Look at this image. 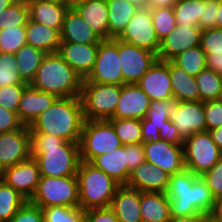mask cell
Listing matches in <instances>:
<instances>
[{"mask_svg": "<svg viewBox=\"0 0 222 222\" xmlns=\"http://www.w3.org/2000/svg\"><path fill=\"white\" fill-rule=\"evenodd\" d=\"M16 0H0V14Z\"/></svg>", "mask_w": 222, "mask_h": 222, "instance_id": "be15d7a7", "label": "cell"}, {"mask_svg": "<svg viewBox=\"0 0 222 222\" xmlns=\"http://www.w3.org/2000/svg\"><path fill=\"white\" fill-rule=\"evenodd\" d=\"M217 28L222 29V0H219V8L217 9Z\"/></svg>", "mask_w": 222, "mask_h": 222, "instance_id": "94428289", "label": "cell"}, {"mask_svg": "<svg viewBox=\"0 0 222 222\" xmlns=\"http://www.w3.org/2000/svg\"><path fill=\"white\" fill-rule=\"evenodd\" d=\"M173 9L178 26H198L202 15V1L177 0Z\"/></svg>", "mask_w": 222, "mask_h": 222, "instance_id": "74e56055", "label": "cell"}, {"mask_svg": "<svg viewBox=\"0 0 222 222\" xmlns=\"http://www.w3.org/2000/svg\"><path fill=\"white\" fill-rule=\"evenodd\" d=\"M202 30L198 26H176L160 41L157 59L170 61L178 54L200 45Z\"/></svg>", "mask_w": 222, "mask_h": 222, "instance_id": "e0dca14e", "label": "cell"}, {"mask_svg": "<svg viewBox=\"0 0 222 222\" xmlns=\"http://www.w3.org/2000/svg\"><path fill=\"white\" fill-rule=\"evenodd\" d=\"M60 39L61 42L80 44H99L102 41L73 7L65 14Z\"/></svg>", "mask_w": 222, "mask_h": 222, "instance_id": "d4e9b609", "label": "cell"}, {"mask_svg": "<svg viewBox=\"0 0 222 222\" xmlns=\"http://www.w3.org/2000/svg\"><path fill=\"white\" fill-rule=\"evenodd\" d=\"M57 98L55 94L39 91L28 85L22 93L17 110L19 120L24 125L30 126Z\"/></svg>", "mask_w": 222, "mask_h": 222, "instance_id": "7402d4cb", "label": "cell"}, {"mask_svg": "<svg viewBox=\"0 0 222 222\" xmlns=\"http://www.w3.org/2000/svg\"><path fill=\"white\" fill-rule=\"evenodd\" d=\"M108 121L113 125L116 135L123 145L140 144L147 138L141 119L110 118Z\"/></svg>", "mask_w": 222, "mask_h": 222, "instance_id": "836d02e7", "label": "cell"}, {"mask_svg": "<svg viewBox=\"0 0 222 222\" xmlns=\"http://www.w3.org/2000/svg\"><path fill=\"white\" fill-rule=\"evenodd\" d=\"M170 175L161 168L144 161L133 171L127 182V186L141 192H163L166 193L169 185Z\"/></svg>", "mask_w": 222, "mask_h": 222, "instance_id": "ffe728a7", "label": "cell"}, {"mask_svg": "<svg viewBox=\"0 0 222 222\" xmlns=\"http://www.w3.org/2000/svg\"><path fill=\"white\" fill-rule=\"evenodd\" d=\"M29 201L40 207L79 206L77 175L66 177L41 176L38 187Z\"/></svg>", "mask_w": 222, "mask_h": 222, "instance_id": "8992f818", "label": "cell"}, {"mask_svg": "<svg viewBox=\"0 0 222 222\" xmlns=\"http://www.w3.org/2000/svg\"><path fill=\"white\" fill-rule=\"evenodd\" d=\"M41 209L44 222H84L85 219V211L79 206H49Z\"/></svg>", "mask_w": 222, "mask_h": 222, "instance_id": "ab89813d", "label": "cell"}, {"mask_svg": "<svg viewBox=\"0 0 222 222\" xmlns=\"http://www.w3.org/2000/svg\"><path fill=\"white\" fill-rule=\"evenodd\" d=\"M207 131L211 139L215 142L217 147L222 151V126Z\"/></svg>", "mask_w": 222, "mask_h": 222, "instance_id": "680465c9", "label": "cell"}, {"mask_svg": "<svg viewBox=\"0 0 222 222\" xmlns=\"http://www.w3.org/2000/svg\"><path fill=\"white\" fill-rule=\"evenodd\" d=\"M76 175L79 184V207L84 211L110 207L120 186L118 182L90 162L81 161Z\"/></svg>", "mask_w": 222, "mask_h": 222, "instance_id": "5b68a950", "label": "cell"}, {"mask_svg": "<svg viewBox=\"0 0 222 222\" xmlns=\"http://www.w3.org/2000/svg\"><path fill=\"white\" fill-rule=\"evenodd\" d=\"M18 72L24 82L30 84L42 64L46 53L29 44L23 45L15 54Z\"/></svg>", "mask_w": 222, "mask_h": 222, "instance_id": "1f68e13d", "label": "cell"}, {"mask_svg": "<svg viewBox=\"0 0 222 222\" xmlns=\"http://www.w3.org/2000/svg\"><path fill=\"white\" fill-rule=\"evenodd\" d=\"M128 2L134 4L138 8H145L147 7V0H127Z\"/></svg>", "mask_w": 222, "mask_h": 222, "instance_id": "6125c7cd", "label": "cell"}, {"mask_svg": "<svg viewBox=\"0 0 222 222\" xmlns=\"http://www.w3.org/2000/svg\"><path fill=\"white\" fill-rule=\"evenodd\" d=\"M169 77L171 80L173 99L180 101H200L196 78L178 67L172 60L169 61Z\"/></svg>", "mask_w": 222, "mask_h": 222, "instance_id": "f1b7e54d", "label": "cell"}, {"mask_svg": "<svg viewBox=\"0 0 222 222\" xmlns=\"http://www.w3.org/2000/svg\"><path fill=\"white\" fill-rule=\"evenodd\" d=\"M170 222H208L206 214H195L192 216L172 217Z\"/></svg>", "mask_w": 222, "mask_h": 222, "instance_id": "6f0895ef", "label": "cell"}, {"mask_svg": "<svg viewBox=\"0 0 222 222\" xmlns=\"http://www.w3.org/2000/svg\"><path fill=\"white\" fill-rule=\"evenodd\" d=\"M170 121L185 140L193 134L206 131L204 102L180 101L171 107Z\"/></svg>", "mask_w": 222, "mask_h": 222, "instance_id": "5bb4252c", "label": "cell"}, {"mask_svg": "<svg viewBox=\"0 0 222 222\" xmlns=\"http://www.w3.org/2000/svg\"><path fill=\"white\" fill-rule=\"evenodd\" d=\"M206 131L222 126V98L204 102Z\"/></svg>", "mask_w": 222, "mask_h": 222, "instance_id": "c3c4849f", "label": "cell"}, {"mask_svg": "<svg viewBox=\"0 0 222 222\" xmlns=\"http://www.w3.org/2000/svg\"><path fill=\"white\" fill-rule=\"evenodd\" d=\"M85 122L79 97H58L29 126L30 132L52 134L68 142L80 143Z\"/></svg>", "mask_w": 222, "mask_h": 222, "instance_id": "3957f363", "label": "cell"}, {"mask_svg": "<svg viewBox=\"0 0 222 222\" xmlns=\"http://www.w3.org/2000/svg\"><path fill=\"white\" fill-rule=\"evenodd\" d=\"M29 19L26 0H16L0 14V30L13 26H26Z\"/></svg>", "mask_w": 222, "mask_h": 222, "instance_id": "f35d334b", "label": "cell"}, {"mask_svg": "<svg viewBox=\"0 0 222 222\" xmlns=\"http://www.w3.org/2000/svg\"><path fill=\"white\" fill-rule=\"evenodd\" d=\"M174 99L150 101V106L142 124L147 136H155L164 126V122L170 118L171 107L174 105Z\"/></svg>", "mask_w": 222, "mask_h": 222, "instance_id": "d6a6232c", "label": "cell"}, {"mask_svg": "<svg viewBox=\"0 0 222 222\" xmlns=\"http://www.w3.org/2000/svg\"><path fill=\"white\" fill-rule=\"evenodd\" d=\"M172 61L189 75L196 77L202 70L206 69V53L200 45L188 49L172 59Z\"/></svg>", "mask_w": 222, "mask_h": 222, "instance_id": "8d00e7d4", "label": "cell"}, {"mask_svg": "<svg viewBox=\"0 0 222 222\" xmlns=\"http://www.w3.org/2000/svg\"><path fill=\"white\" fill-rule=\"evenodd\" d=\"M125 146L127 147L128 170L131 172L145 161V149L143 143Z\"/></svg>", "mask_w": 222, "mask_h": 222, "instance_id": "db71d44e", "label": "cell"}, {"mask_svg": "<svg viewBox=\"0 0 222 222\" xmlns=\"http://www.w3.org/2000/svg\"><path fill=\"white\" fill-rule=\"evenodd\" d=\"M9 222H44L42 209L27 200Z\"/></svg>", "mask_w": 222, "mask_h": 222, "instance_id": "7dc6e473", "label": "cell"}, {"mask_svg": "<svg viewBox=\"0 0 222 222\" xmlns=\"http://www.w3.org/2000/svg\"><path fill=\"white\" fill-rule=\"evenodd\" d=\"M206 66L222 77V55H206Z\"/></svg>", "mask_w": 222, "mask_h": 222, "instance_id": "11a10c76", "label": "cell"}, {"mask_svg": "<svg viewBox=\"0 0 222 222\" xmlns=\"http://www.w3.org/2000/svg\"><path fill=\"white\" fill-rule=\"evenodd\" d=\"M141 217L143 222H170V199L163 192H141Z\"/></svg>", "mask_w": 222, "mask_h": 222, "instance_id": "83f0119b", "label": "cell"}, {"mask_svg": "<svg viewBox=\"0 0 222 222\" xmlns=\"http://www.w3.org/2000/svg\"><path fill=\"white\" fill-rule=\"evenodd\" d=\"M219 8V0L202 1V15L198 23V27L203 31L207 29L217 28V9Z\"/></svg>", "mask_w": 222, "mask_h": 222, "instance_id": "681fc988", "label": "cell"}, {"mask_svg": "<svg viewBox=\"0 0 222 222\" xmlns=\"http://www.w3.org/2000/svg\"><path fill=\"white\" fill-rule=\"evenodd\" d=\"M79 145L80 160L91 162L123 144L108 120H85Z\"/></svg>", "mask_w": 222, "mask_h": 222, "instance_id": "ba28073f", "label": "cell"}, {"mask_svg": "<svg viewBox=\"0 0 222 222\" xmlns=\"http://www.w3.org/2000/svg\"><path fill=\"white\" fill-rule=\"evenodd\" d=\"M155 137L174 145H183L184 143V139L180 136L178 129L173 125L170 119L164 122V126L158 131Z\"/></svg>", "mask_w": 222, "mask_h": 222, "instance_id": "f5cc1de1", "label": "cell"}, {"mask_svg": "<svg viewBox=\"0 0 222 222\" xmlns=\"http://www.w3.org/2000/svg\"><path fill=\"white\" fill-rule=\"evenodd\" d=\"M150 9L156 36L161 41L177 26L174 9L165 6Z\"/></svg>", "mask_w": 222, "mask_h": 222, "instance_id": "60d3db41", "label": "cell"}, {"mask_svg": "<svg viewBox=\"0 0 222 222\" xmlns=\"http://www.w3.org/2000/svg\"><path fill=\"white\" fill-rule=\"evenodd\" d=\"M141 191L120 185L111 201L110 208L119 222H143L141 217Z\"/></svg>", "mask_w": 222, "mask_h": 222, "instance_id": "603a6c76", "label": "cell"}, {"mask_svg": "<svg viewBox=\"0 0 222 222\" xmlns=\"http://www.w3.org/2000/svg\"><path fill=\"white\" fill-rule=\"evenodd\" d=\"M118 39L158 55L160 41L153 26L151 9L148 7L138 8Z\"/></svg>", "mask_w": 222, "mask_h": 222, "instance_id": "7c38bea8", "label": "cell"}, {"mask_svg": "<svg viewBox=\"0 0 222 222\" xmlns=\"http://www.w3.org/2000/svg\"><path fill=\"white\" fill-rule=\"evenodd\" d=\"M81 1H85V0H68V6H74L75 4L81 2Z\"/></svg>", "mask_w": 222, "mask_h": 222, "instance_id": "e7e4bbea", "label": "cell"}, {"mask_svg": "<svg viewBox=\"0 0 222 222\" xmlns=\"http://www.w3.org/2000/svg\"><path fill=\"white\" fill-rule=\"evenodd\" d=\"M49 1L61 3L63 5H68V0H49Z\"/></svg>", "mask_w": 222, "mask_h": 222, "instance_id": "03108f58", "label": "cell"}, {"mask_svg": "<svg viewBox=\"0 0 222 222\" xmlns=\"http://www.w3.org/2000/svg\"><path fill=\"white\" fill-rule=\"evenodd\" d=\"M31 157L41 176L66 177L77 174L80 160V145L68 142L52 134L30 132Z\"/></svg>", "mask_w": 222, "mask_h": 222, "instance_id": "6da1fadb", "label": "cell"}, {"mask_svg": "<svg viewBox=\"0 0 222 222\" xmlns=\"http://www.w3.org/2000/svg\"><path fill=\"white\" fill-rule=\"evenodd\" d=\"M83 82L124 85L119 58V39H103L99 43L93 69Z\"/></svg>", "mask_w": 222, "mask_h": 222, "instance_id": "30bf717a", "label": "cell"}, {"mask_svg": "<svg viewBox=\"0 0 222 222\" xmlns=\"http://www.w3.org/2000/svg\"><path fill=\"white\" fill-rule=\"evenodd\" d=\"M26 2L30 20L61 32L65 14L71 6L49 0H26Z\"/></svg>", "mask_w": 222, "mask_h": 222, "instance_id": "cb8c5ba5", "label": "cell"}, {"mask_svg": "<svg viewBox=\"0 0 222 222\" xmlns=\"http://www.w3.org/2000/svg\"><path fill=\"white\" fill-rule=\"evenodd\" d=\"M150 106V99L137 84L121 86V95L112 118L144 119Z\"/></svg>", "mask_w": 222, "mask_h": 222, "instance_id": "d6986e66", "label": "cell"}, {"mask_svg": "<svg viewBox=\"0 0 222 222\" xmlns=\"http://www.w3.org/2000/svg\"><path fill=\"white\" fill-rule=\"evenodd\" d=\"M195 78L201 102L222 98V77L214 70L206 68Z\"/></svg>", "mask_w": 222, "mask_h": 222, "instance_id": "e575fe53", "label": "cell"}, {"mask_svg": "<svg viewBox=\"0 0 222 222\" xmlns=\"http://www.w3.org/2000/svg\"><path fill=\"white\" fill-rule=\"evenodd\" d=\"M28 84L18 72L14 54L0 52V88L7 85Z\"/></svg>", "mask_w": 222, "mask_h": 222, "instance_id": "7bdbcfd3", "label": "cell"}, {"mask_svg": "<svg viewBox=\"0 0 222 222\" xmlns=\"http://www.w3.org/2000/svg\"><path fill=\"white\" fill-rule=\"evenodd\" d=\"M98 48L99 44L61 42L57 53L84 80L93 69Z\"/></svg>", "mask_w": 222, "mask_h": 222, "instance_id": "44dd1931", "label": "cell"}, {"mask_svg": "<svg viewBox=\"0 0 222 222\" xmlns=\"http://www.w3.org/2000/svg\"><path fill=\"white\" fill-rule=\"evenodd\" d=\"M29 84L7 85L0 88V106L17 112L24 89Z\"/></svg>", "mask_w": 222, "mask_h": 222, "instance_id": "f6af8a7d", "label": "cell"}, {"mask_svg": "<svg viewBox=\"0 0 222 222\" xmlns=\"http://www.w3.org/2000/svg\"><path fill=\"white\" fill-rule=\"evenodd\" d=\"M31 157L30 130L28 125L20 129L0 133V166L5 168L14 166Z\"/></svg>", "mask_w": 222, "mask_h": 222, "instance_id": "9a60e30c", "label": "cell"}, {"mask_svg": "<svg viewBox=\"0 0 222 222\" xmlns=\"http://www.w3.org/2000/svg\"><path fill=\"white\" fill-rule=\"evenodd\" d=\"M40 178L38 163L33 157H30L14 166L5 168L2 180L30 200L38 187Z\"/></svg>", "mask_w": 222, "mask_h": 222, "instance_id": "2e32d148", "label": "cell"}, {"mask_svg": "<svg viewBox=\"0 0 222 222\" xmlns=\"http://www.w3.org/2000/svg\"><path fill=\"white\" fill-rule=\"evenodd\" d=\"M177 2V0H147L148 8L155 7H173V5Z\"/></svg>", "mask_w": 222, "mask_h": 222, "instance_id": "91938a15", "label": "cell"}, {"mask_svg": "<svg viewBox=\"0 0 222 222\" xmlns=\"http://www.w3.org/2000/svg\"><path fill=\"white\" fill-rule=\"evenodd\" d=\"M26 30L27 44L46 54L57 53L60 47V33L53 28L36 23L29 19Z\"/></svg>", "mask_w": 222, "mask_h": 222, "instance_id": "f546056e", "label": "cell"}, {"mask_svg": "<svg viewBox=\"0 0 222 222\" xmlns=\"http://www.w3.org/2000/svg\"><path fill=\"white\" fill-rule=\"evenodd\" d=\"M120 95V85L83 82L80 98L85 120L112 118Z\"/></svg>", "mask_w": 222, "mask_h": 222, "instance_id": "52a82bcc", "label": "cell"}, {"mask_svg": "<svg viewBox=\"0 0 222 222\" xmlns=\"http://www.w3.org/2000/svg\"><path fill=\"white\" fill-rule=\"evenodd\" d=\"M25 44H27L25 26L0 30V52L15 54Z\"/></svg>", "mask_w": 222, "mask_h": 222, "instance_id": "b9f144b4", "label": "cell"}, {"mask_svg": "<svg viewBox=\"0 0 222 222\" xmlns=\"http://www.w3.org/2000/svg\"><path fill=\"white\" fill-rule=\"evenodd\" d=\"M119 58L124 84H136L157 60V55L119 39Z\"/></svg>", "mask_w": 222, "mask_h": 222, "instance_id": "4fadbf2b", "label": "cell"}, {"mask_svg": "<svg viewBox=\"0 0 222 222\" xmlns=\"http://www.w3.org/2000/svg\"><path fill=\"white\" fill-rule=\"evenodd\" d=\"M72 7L102 40L109 39L107 0H85Z\"/></svg>", "mask_w": 222, "mask_h": 222, "instance_id": "484cf974", "label": "cell"}, {"mask_svg": "<svg viewBox=\"0 0 222 222\" xmlns=\"http://www.w3.org/2000/svg\"><path fill=\"white\" fill-rule=\"evenodd\" d=\"M82 84L83 78L58 53H50L29 85L57 97H79Z\"/></svg>", "mask_w": 222, "mask_h": 222, "instance_id": "277c9868", "label": "cell"}, {"mask_svg": "<svg viewBox=\"0 0 222 222\" xmlns=\"http://www.w3.org/2000/svg\"><path fill=\"white\" fill-rule=\"evenodd\" d=\"M200 46L206 55H222V29L203 30L201 32Z\"/></svg>", "mask_w": 222, "mask_h": 222, "instance_id": "ee69618b", "label": "cell"}, {"mask_svg": "<svg viewBox=\"0 0 222 222\" xmlns=\"http://www.w3.org/2000/svg\"><path fill=\"white\" fill-rule=\"evenodd\" d=\"M185 168L202 176L222 158V151L211 139L208 131L193 134L184 140Z\"/></svg>", "mask_w": 222, "mask_h": 222, "instance_id": "9c48e42d", "label": "cell"}, {"mask_svg": "<svg viewBox=\"0 0 222 222\" xmlns=\"http://www.w3.org/2000/svg\"><path fill=\"white\" fill-rule=\"evenodd\" d=\"M109 39L118 38L133 18L138 7L127 0H107Z\"/></svg>", "mask_w": 222, "mask_h": 222, "instance_id": "4dcf8cb0", "label": "cell"}, {"mask_svg": "<svg viewBox=\"0 0 222 222\" xmlns=\"http://www.w3.org/2000/svg\"><path fill=\"white\" fill-rule=\"evenodd\" d=\"M136 84L146 93L150 101L173 99L169 61L157 59Z\"/></svg>", "mask_w": 222, "mask_h": 222, "instance_id": "ac0fdd59", "label": "cell"}, {"mask_svg": "<svg viewBox=\"0 0 222 222\" xmlns=\"http://www.w3.org/2000/svg\"><path fill=\"white\" fill-rule=\"evenodd\" d=\"M166 194L170 199L171 217L208 216L216 201L202 177L188 169L170 175Z\"/></svg>", "mask_w": 222, "mask_h": 222, "instance_id": "7a4b0ae2", "label": "cell"}, {"mask_svg": "<svg viewBox=\"0 0 222 222\" xmlns=\"http://www.w3.org/2000/svg\"><path fill=\"white\" fill-rule=\"evenodd\" d=\"M24 124L19 120L17 112L0 106V133H8L20 129Z\"/></svg>", "mask_w": 222, "mask_h": 222, "instance_id": "f907efd6", "label": "cell"}, {"mask_svg": "<svg viewBox=\"0 0 222 222\" xmlns=\"http://www.w3.org/2000/svg\"><path fill=\"white\" fill-rule=\"evenodd\" d=\"M97 169L104 171L120 185H126L130 176L128 170L127 147L120 146L95 157L91 162Z\"/></svg>", "mask_w": 222, "mask_h": 222, "instance_id": "4316f807", "label": "cell"}, {"mask_svg": "<svg viewBox=\"0 0 222 222\" xmlns=\"http://www.w3.org/2000/svg\"><path fill=\"white\" fill-rule=\"evenodd\" d=\"M3 169H2V167L0 166V180H2V177H3Z\"/></svg>", "mask_w": 222, "mask_h": 222, "instance_id": "003e7915", "label": "cell"}, {"mask_svg": "<svg viewBox=\"0 0 222 222\" xmlns=\"http://www.w3.org/2000/svg\"><path fill=\"white\" fill-rule=\"evenodd\" d=\"M26 201L18 191L0 180V222H9Z\"/></svg>", "mask_w": 222, "mask_h": 222, "instance_id": "d590c367", "label": "cell"}, {"mask_svg": "<svg viewBox=\"0 0 222 222\" xmlns=\"http://www.w3.org/2000/svg\"><path fill=\"white\" fill-rule=\"evenodd\" d=\"M208 222H222V198L217 199L208 215Z\"/></svg>", "mask_w": 222, "mask_h": 222, "instance_id": "9f6ffc18", "label": "cell"}, {"mask_svg": "<svg viewBox=\"0 0 222 222\" xmlns=\"http://www.w3.org/2000/svg\"><path fill=\"white\" fill-rule=\"evenodd\" d=\"M145 161L174 175L185 168L183 145H174L155 136H147L143 142Z\"/></svg>", "mask_w": 222, "mask_h": 222, "instance_id": "8fae6325", "label": "cell"}, {"mask_svg": "<svg viewBox=\"0 0 222 222\" xmlns=\"http://www.w3.org/2000/svg\"><path fill=\"white\" fill-rule=\"evenodd\" d=\"M201 177L206 182L207 187L211 190L215 200L222 198V158Z\"/></svg>", "mask_w": 222, "mask_h": 222, "instance_id": "bcb514c9", "label": "cell"}, {"mask_svg": "<svg viewBox=\"0 0 222 222\" xmlns=\"http://www.w3.org/2000/svg\"><path fill=\"white\" fill-rule=\"evenodd\" d=\"M84 222H119V220L110 207H104L85 211Z\"/></svg>", "mask_w": 222, "mask_h": 222, "instance_id": "816d5d0a", "label": "cell"}]
</instances>
